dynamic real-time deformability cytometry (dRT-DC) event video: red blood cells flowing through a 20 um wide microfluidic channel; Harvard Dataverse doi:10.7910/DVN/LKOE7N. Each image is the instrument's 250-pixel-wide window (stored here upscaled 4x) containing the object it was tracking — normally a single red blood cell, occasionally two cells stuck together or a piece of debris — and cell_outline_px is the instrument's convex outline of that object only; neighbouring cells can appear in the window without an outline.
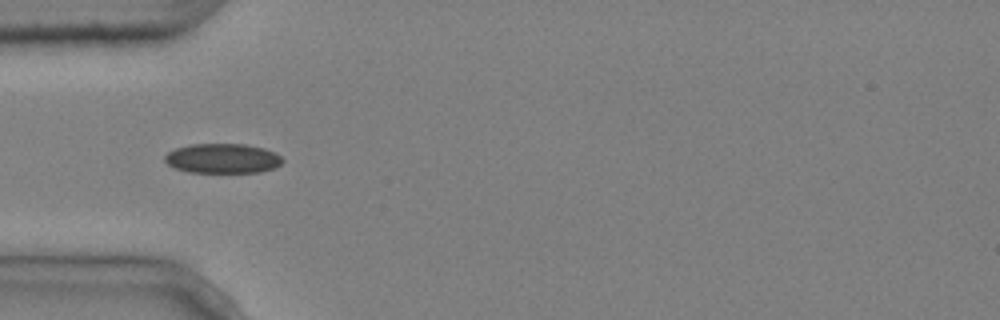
{"species": "common noctule bat (a hibernating species)", "species_latin": "Nyctalus noctula", "temperature_condition": "cold", "stored_images_in_passage": 7, "camera_frame_rate_fps": 3000, "um_per_image_px": 0.085, "animal": {"sex": "male", "body_mass_g": 20.4}, "frame": {"image": 1, "passage_image": 1, "time_ms": 0.0, "image_size_px": [1000, 320], "cell_outline_px": [[284, 160], [276, 168], [260, 172], [188, 172], [172, 168], [164, 160], [164, 156], [168, 152], [176, 148], [188, 144], [244, 144], [264, 148], [276, 152]], "centroid_in_image_um": [18.91, 13.47], "position_along_channel_um": 66.1, "area_um2": 20.58}}
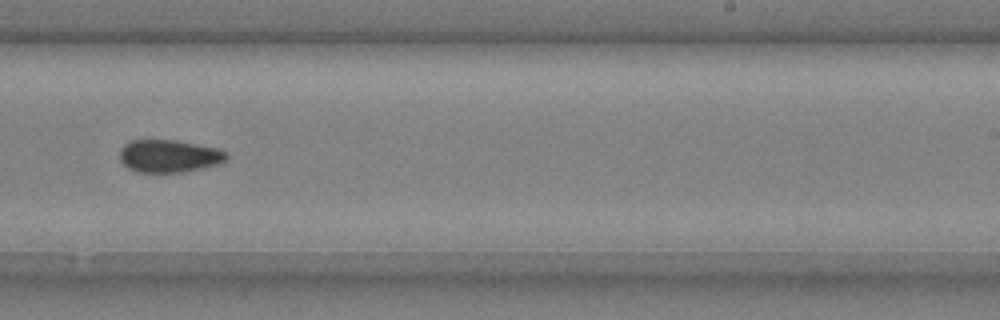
{"frame": {"image": 2, "passage_image": 6, "time_ms": 1.667, "image_size_px": [1000, 320], "cell_outline_px": [[228, 156], [220, 164], [180, 172], [136, 172], [128, 168], [120, 160], [120, 148], [124, 144], [132, 140], [176, 140], [200, 144], [220, 148], [228, 152]], "centroid_in_image_um": [14.39, 13.25], "position_along_channel_um": 274.6, "area_um2": 20.46}}
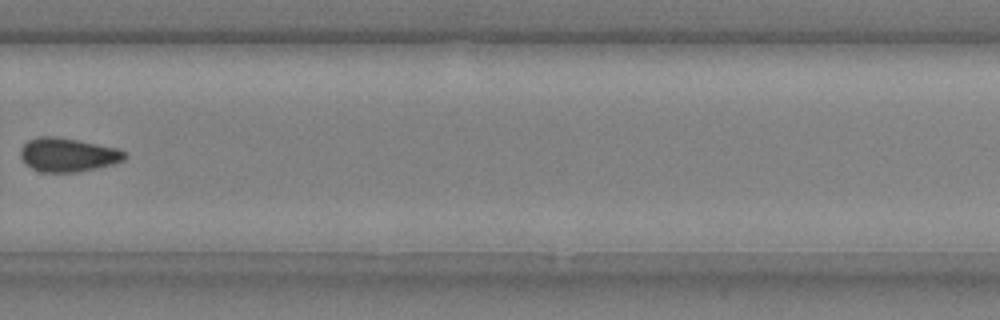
{"frame": {"image": 3, "passage_image": 7, "time_ms": 2.0, "image_size_px": [1000, 320], "cell_outline_px": [[128, 156], [124, 160], [112, 164], [96, 168], [76, 172], [40, 172], [24, 164], [20, 156], [20, 148], [28, 140], [36, 136], [56, 136], [116, 148], [128, 152]], "centroid_in_image_um": [5.74, 13.16], "position_along_channel_um": 324.1, "area_um2": 20.63}}